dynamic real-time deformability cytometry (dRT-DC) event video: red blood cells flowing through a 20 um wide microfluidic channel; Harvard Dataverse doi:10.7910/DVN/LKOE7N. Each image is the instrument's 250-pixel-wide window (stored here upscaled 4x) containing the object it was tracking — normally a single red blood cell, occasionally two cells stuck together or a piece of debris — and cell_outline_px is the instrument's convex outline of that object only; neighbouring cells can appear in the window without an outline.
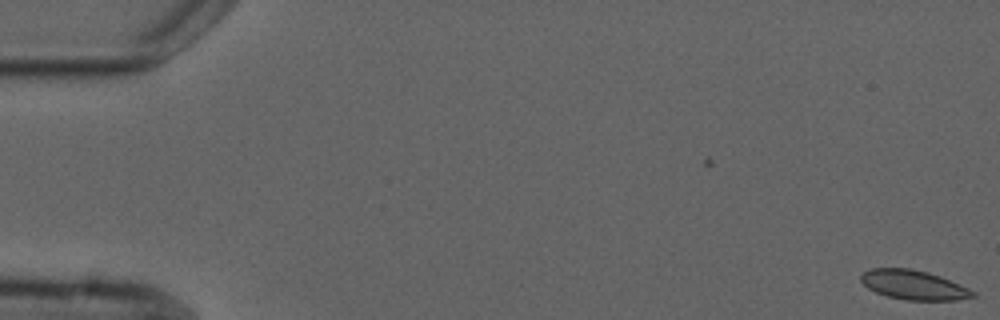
{"species": "common noctule bat (a hibernating species)", "species_latin": "Nyctalus noctula", "temperature_condition": "cold", "stored_images_in_passage": 5, "camera_frame_rate_fps": 3000, "um_per_image_px": 0.085, "animal": {"sex": "male", "forearm_length_mm": 52.5}, "frame": {"image": 1, "passage_image": 1, "time_ms": 0.0, "image_size_px": [1000, 320], "cell_outline_px": [[976, 296], [956, 300], [904, 300], [888, 296], [876, 292], [868, 288], [860, 280], [860, 276], [864, 272], [872, 268], [912, 268], [928, 272], [940, 276], [960, 284], [976, 292]], "centroid_in_image_um": [77.67, 24.21], "position_along_channel_um": 7.3, "area_um2": 19.19}}
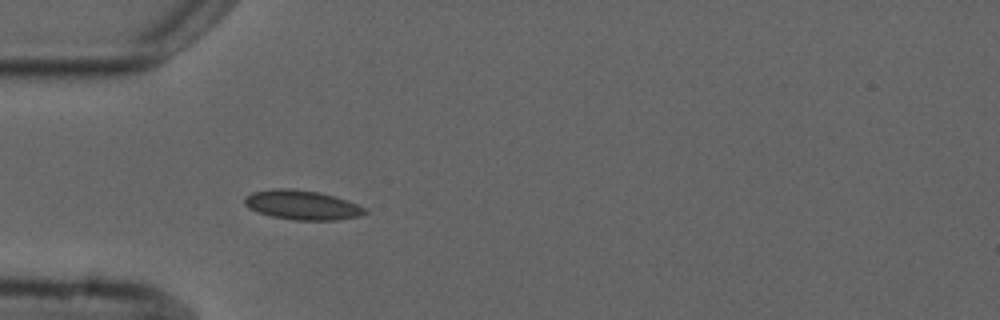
{"frame": {"image": 2, "passage_image": 5, "time_ms": 5.333, "image_size_px": [1000, 320], "cell_outline_px": [[368, 212], [360, 216], [336, 220], [296, 220], [272, 216], [248, 208], [244, 204], [244, 196], [252, 192], [272, 188], [292, 188], [320, 192], [356, 204], [364, 208]], "centroid_in_image_um": [25.63, 17.41], "position_along_channel_um": 59.4, "area_um2": 20.52}}